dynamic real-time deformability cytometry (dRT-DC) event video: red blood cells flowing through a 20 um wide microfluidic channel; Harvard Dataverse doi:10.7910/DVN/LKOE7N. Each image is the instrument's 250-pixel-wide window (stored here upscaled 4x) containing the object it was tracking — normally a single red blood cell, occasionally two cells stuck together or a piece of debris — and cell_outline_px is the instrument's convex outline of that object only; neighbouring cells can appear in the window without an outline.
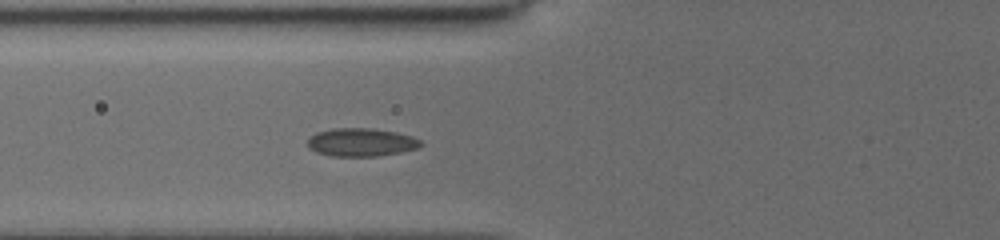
{"species": "common noctule bat (a hibernating species)", "species_latin": "Nyctalus noctula", "temperature_condition": "cold", "stored_images_in_passage": 8, "camera_frame_rate_fps": 3000, "um_per_image_px": 0.085, "animal": {"sex": "female", "body_mass_g": 19.5, "forearm_length_mm": 54.1}, "frame": {"image": 1, "passage_image": 8, "time_ms": 4.0, "image_size_px": [1000, 240], "cell_outline_px": [[424, 144], [420, 148], [400, 152], [376, 156], [328, 156], [316, 152], [308, 148], [308, 136], [316, 132], [332, 128], [372, 128], [396, 132], [412, 136], [420, 140]], "centroid_in_image_um": [30.68, 12.09], "position_along_channel_um": 95.1, "area_um2": 18.84}}